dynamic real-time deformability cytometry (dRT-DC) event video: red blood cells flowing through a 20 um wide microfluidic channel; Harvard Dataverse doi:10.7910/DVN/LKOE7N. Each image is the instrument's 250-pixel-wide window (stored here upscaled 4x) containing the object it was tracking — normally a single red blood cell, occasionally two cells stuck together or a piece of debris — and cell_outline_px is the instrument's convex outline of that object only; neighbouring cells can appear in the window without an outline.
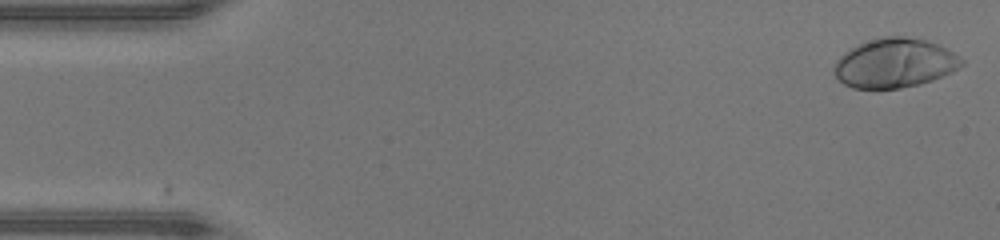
{"species": "human", "species_latin": "Homo sapiens", "temperature_condition": "warm", "stored_images_in_passage": 46, "camera_frame_rate_fps": 3000, "um_per_image_px": 0.085, "donor": {"sex": "male"}, "frame": {"image": 1, "passage_image": 1, "time_ms": 0.0, "image_size_px": [1000, 240], "cell_outline_px": [[964, 64], [952, 72], [932, 80], [920, 84], [900, 88], [852, 88], [844, 84], [836, 76], [832, 68], [836, 60], [844, 52], [860, 44], [884, 36], [904, 36], [928, 40], [952, 52], [964, 60]], "centroid_in_image_um": [76.04, 5.37], "position_along_channel_um": 9.0, "area_um2": 36.41}}
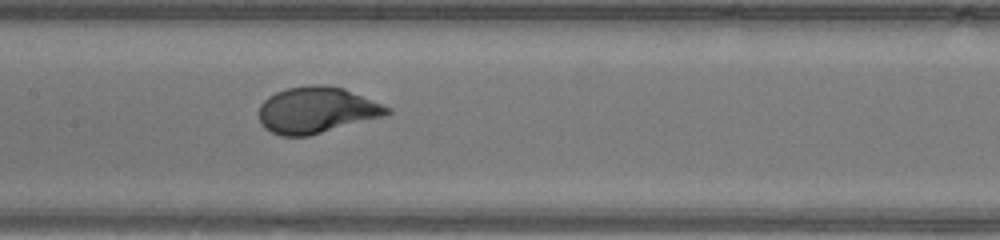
{"frame": {"image": 2, "passage_image": 22, "time_ms": 7.0, "image_size_px": [1000, 240], "cell_outline_px": [[392, 112], [384, 116], [308, 136], [280, 136], [264, 128], [260, 124], [260, 104], [268, 96], [276, 92], [288, 88], [312, 84], [324, 84], [344, 88], [392, 108]], "centroid_in_image_um": [26.91, 9.35], "position_along_channel_um": 180.5, "area_um2": 34.56}}
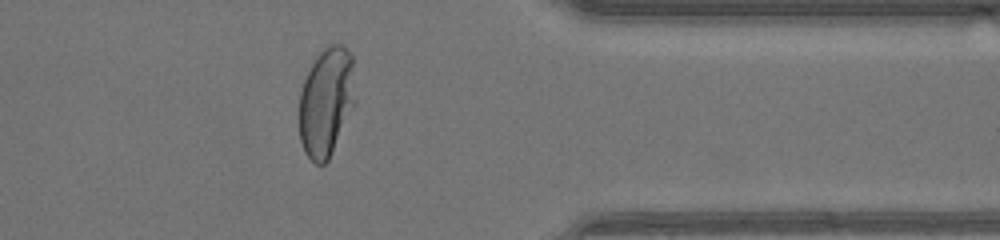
{"frame": {"image": 3, "passage_image": 37, "time_ms": 12.0, "image_size_px": [1000, 240], "cell_outline_px": [[356, 104], [328, 160], [324, 164], [316, 164], [304, 152], [300, 140], [300, 92], [304, 80], [316, 56], [328, 44], [344, 44], [352, 56], [356, 100]], "centroid_in_image_um": [27.76, 8.64], "position_along_channel_um": 383.6, "area_um2": 35.84}, "authors_computed_cell_mechanics": {"area_um2": 34.5933, "velocity_mm_per_s": 4.3861, "shape_relaxation_time_tau1_ms": 2.6257, "shape_relaxation_time_tau2_ms": null, "deformation_change_tau1": 0.2136, "deformation_change_tau2": null}}